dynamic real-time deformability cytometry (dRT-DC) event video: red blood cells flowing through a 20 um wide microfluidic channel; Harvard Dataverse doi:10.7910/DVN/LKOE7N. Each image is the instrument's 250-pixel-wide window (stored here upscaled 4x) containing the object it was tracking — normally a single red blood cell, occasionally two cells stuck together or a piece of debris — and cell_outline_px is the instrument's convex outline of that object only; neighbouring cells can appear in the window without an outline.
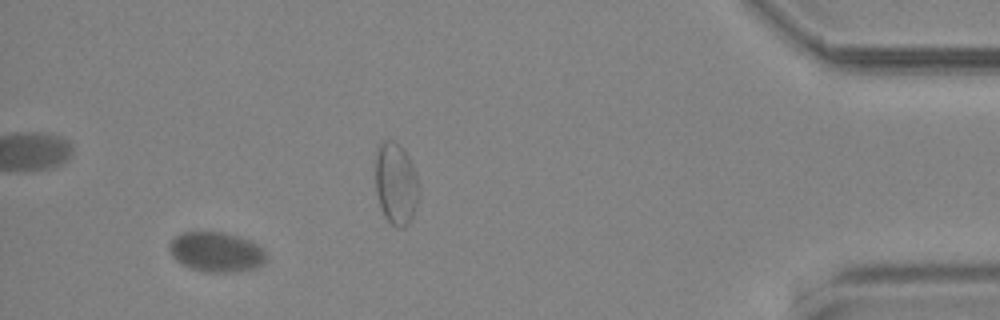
{"species": "common noctule bat (a hibernating species)", "species_latin": "Nyctalus noctula", "temperature_condition": "cold", "stored_images_in_passage": 56, "segment_of_instrument_passage": [1, 2], "camera_frame_rate_fps": 3000, "um_per_image_px": 0.085, "animal": {"sex": "male", "body_mass_g": 19.2, "forearm_length_mm": 51.8}, "frame": {"image": 1, "passage_image": 50, "time_ms": 16.333, "image_size_px": [1000, 320], "cell_outline_px": [[264, 260], [256, 268], [232, 272], [204, 272], [192, 268], [176, 260], [172, 256], [168, 248], [168, 244], [180, 232], [224, 232], [240, 236], [252, 240], [264, 248]], "centroid_in_image_um": [18.38, 21.4], "position_along_channel_um": 416.8, "area_um2": 22.54}}